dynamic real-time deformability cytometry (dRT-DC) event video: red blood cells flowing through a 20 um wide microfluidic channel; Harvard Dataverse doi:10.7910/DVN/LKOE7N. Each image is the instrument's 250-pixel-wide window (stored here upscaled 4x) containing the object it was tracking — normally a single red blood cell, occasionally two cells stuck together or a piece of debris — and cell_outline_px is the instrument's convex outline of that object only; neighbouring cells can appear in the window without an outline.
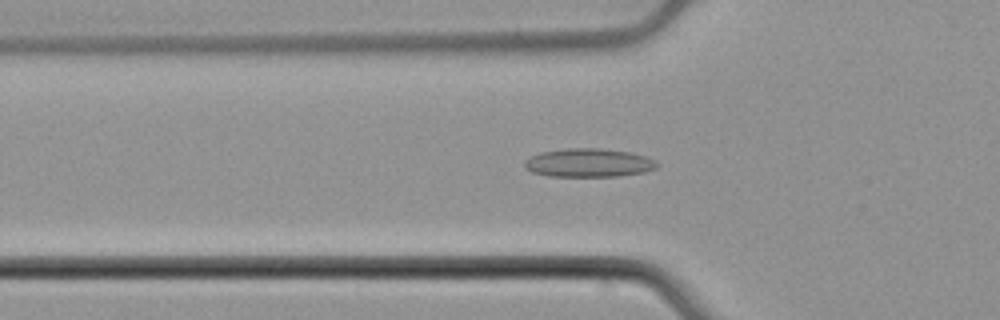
{"species": "common noctule bat (a hibernating species)", "species_latin": "Nyctalus noctula", "temperature_condition": "cold", "stored_images_in_passage": 53, "camera_frame_rate_fps": 3000, "um_per_image_px": 0.085, "animal": {"sex": "male", "body_mass_g": 21.5, "forearm_length_mm": 52.0}, "frame": {"image": 1, "passage_image": 18, "time_ms": 5.667, "image_size_px": [1000, 320], "cell_outline_px": [[660, 164], [656, 168], [644, 172], [620, 176], [548, 176], [532, 172], [524, 168], [524, 160], [540, 152], [564, 148], [600, 148], [628, 152], [644, 156], [656, 160]], "centroid_in_image_um": [50.02, 13.84], "position_along_channel_um": 75.8, "area_um2": 22.14}}
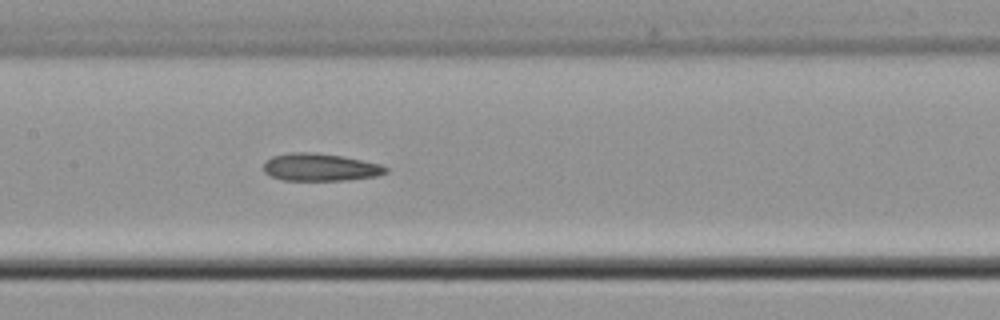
{"frame": {"image": 2, "passage_image": 26, "time_ms": 8.333, "image_size_px": [1000, 320], "cell_outline_px": [[388, 172], [376, 176], [348, 180], [284, 180], [272, 176], [264, 172], [264, 164], [272, 156], [292, 152], [312, 152], [340, 156], [380, 164], [388, 168]], "centroid_in_image_um": [27.22, 14.22], "position_along_channel_um": 180.2, "area_um2": 19.36}}
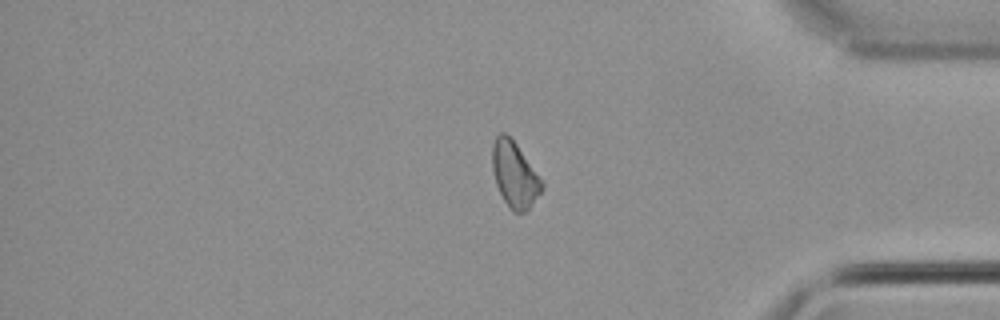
{"frame": {"image": 3, "passage_image": 44, "time_ms": 14.333, "image_size_px": [1000, 320], "cell_outline_px": [[544, 188], [528, 212], [512, 212], [508, 208], [496, 184], [492, 168], [492, 144], [496, 136], [500, 132], [504, 132], [516, 144], [544, 184]], "centroid_in_image_um": [43.74, 14.89], "position_along_channel_um": 391.5, "area_um2": 18.9}, "authors_computed_cell_mechanics": {"area_um2": 19.8832, "velocity_mm_per_s": 3.9146, "shape_relaxation_time_tau1_ms": null, "shape_relaxation_time_tau2_ms": 3.261, "deformation_change_tau1": null, "deformation_change_tau2": 0.0974}}